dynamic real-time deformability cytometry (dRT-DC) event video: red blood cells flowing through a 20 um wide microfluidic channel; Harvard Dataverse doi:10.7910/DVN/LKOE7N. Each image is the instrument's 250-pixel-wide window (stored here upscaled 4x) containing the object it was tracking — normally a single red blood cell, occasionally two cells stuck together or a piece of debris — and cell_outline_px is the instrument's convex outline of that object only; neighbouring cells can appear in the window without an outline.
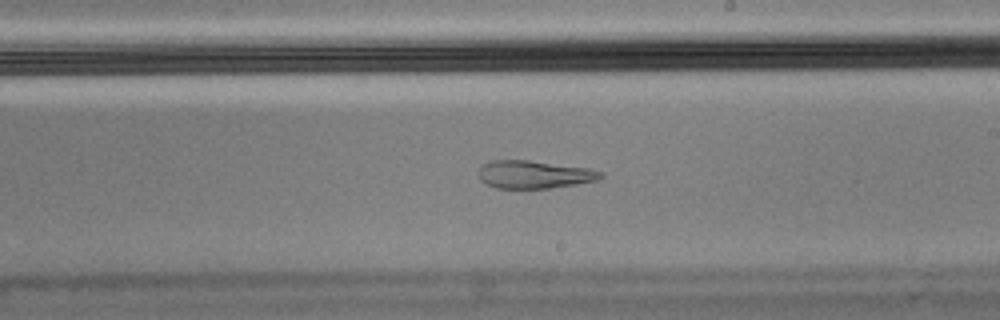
{"species": "Egyptian fruit bat (a non-hibernating species)", "species_latin": "Rousettus aegyptiacus", "temperature_condition": "cold", "stored_images_in_passage": 29, "camera_frame_rate_fps": 3000, "um_per_image_px": 0.085, "animal": {"sex": "male"}, "frame": {"image": 1, "passage_image": 17, "time_ms": 5.333, "image_size_px": [1000, 320], "cell_outline_px": [[604, 176], [596, 180], [576, 184], [548, 188], [496, 188], [480, 180], [480, 168], [484, 164], [492, 160], [528, 160], [588, 168], [604, 172]], "centroid_in_image_um": [45.43, 14.83], "position_along_channel_um": 243.6, "area_um2": 19.59}}